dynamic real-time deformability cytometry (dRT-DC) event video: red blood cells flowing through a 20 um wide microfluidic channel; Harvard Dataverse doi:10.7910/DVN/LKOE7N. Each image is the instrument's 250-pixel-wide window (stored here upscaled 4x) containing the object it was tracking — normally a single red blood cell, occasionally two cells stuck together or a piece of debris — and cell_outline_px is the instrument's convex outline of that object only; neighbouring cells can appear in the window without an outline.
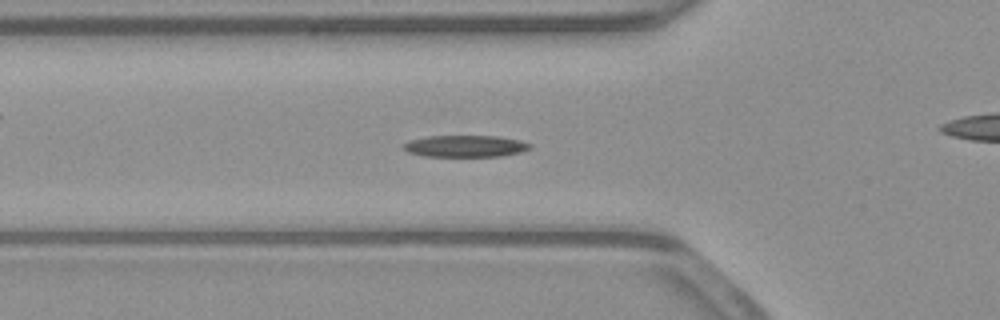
{"species": "common noctule bat (a hibernating species)", "species_latin": "Nyctalus noctula", "temperature_condition": "warm", "stored_images_in_passage": 44, "camera_frame_rate_fps": 3000, "um_per_image_px": 0.085, "animal": {"sex": "male", "body_mass_g": 23.1, "forearm_length_mm": 52.7}, "frame": {"image": 1, "passage_image": 8, "time_ms": 2.333, "image_size_px": [1000, 320], "cell_outline_px": [[532, 148], [520, 152], [500, 156], [424, 156], [408, 152], [400, 148], [404, 144], [412, 140], [428, 136], [500, 136], [520, 140], [532, 144]], "centroid_in_image_um": [39.58, 12.42], "position_along_channel_um": 86.2, "area_um2": 16.01}}
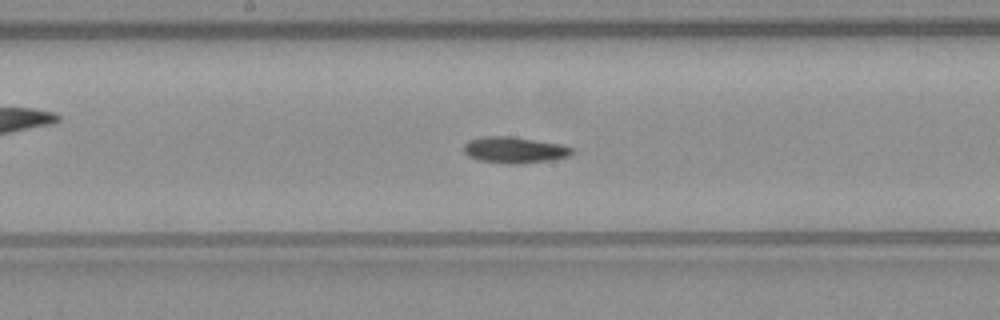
{"frame": {"image": 2, "passage_image": 17, "time_ms": 5.333, "image_size_px": [1000, 320], "cell_outline_px": [[572, 156], [556, 160], [520, 164], [508, 164], [480, 160], [468, 156], [464, 152], [464, 144], [468, 140], [484, 136], [508, 136], [560, 144], [572, 148]], "centroid_in_image_um": [43.75, 12.76], "position_along_channel_um": 204.5, "area_um2": 16.65}}
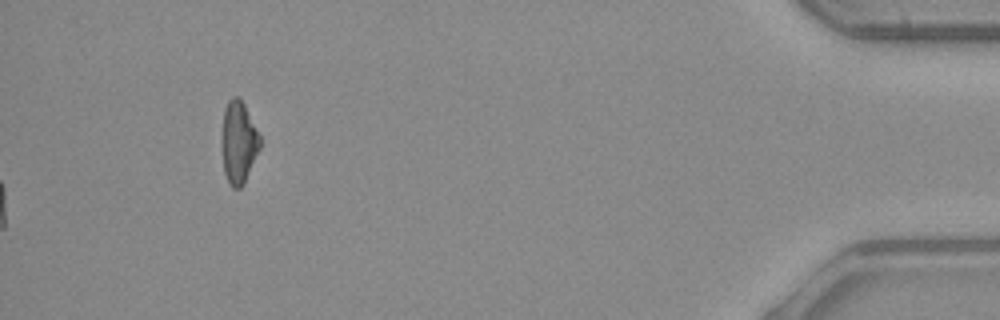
{"frame": {"image": 3, "passage_image": 44, "time_ms": 14.333, "image_size_px": [1000, 320], "cell_outline_px": [[260, 148], [244, 184], [240, 188], [232, 188], [224, 172], [224, 108], [228, 100], [232, 96], [240, 96], [260, 136]], "centroid_in_image_um": [20.32, 12.08], "position_along_channel_um": 414.9, "area_um2": 17.69}, "authors_computed_cell_mechanics": {"area_um2": 15.8372, "velocity_mm_per_s": 3.9061, "shape_relaxation_time_tau1_ms": 4.1001, "shape_relaxation_time_tau2_ms": 5.2155, "deformation_change_tau1": 0.1745, "deformation_change_tau2": 0.1105}}